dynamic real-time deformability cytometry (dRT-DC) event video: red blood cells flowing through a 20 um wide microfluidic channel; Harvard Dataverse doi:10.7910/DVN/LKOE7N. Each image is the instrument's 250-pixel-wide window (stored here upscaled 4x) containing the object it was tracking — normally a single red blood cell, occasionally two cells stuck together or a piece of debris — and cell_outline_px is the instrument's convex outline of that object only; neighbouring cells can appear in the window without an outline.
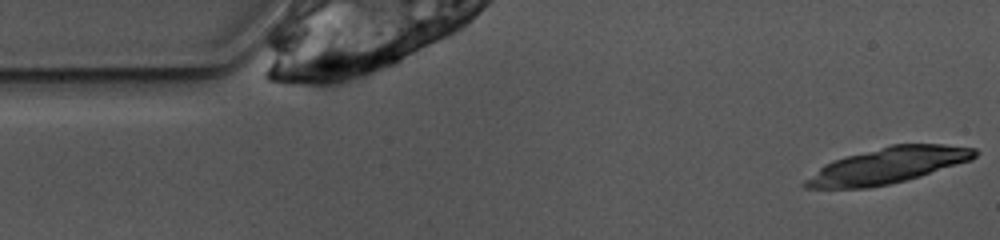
{"species": "common noctule bat (a hibernating species)", "species_latin": "Nyctalus noctula", "temperature_condition": "warm", "stored_images_in_passage": 32, "camera_frame_rate_fps": 3000, "um_per_image_px": 0.085, "animal": {"sex": "female", "body_mass_g": 10.0, "forearm_length_mm": 53.1}, "frame": {"image": 1, "passage_image": 1, "time_ms": 0.0, "image_size_px": [1000, 240], "cell_outline_px": [[980, 152], [972, 160], [920, 176], [888, 184], [868, 188], [804, 188], [800, 184], [804, 180], [824, 164], [832, 160], [892, 144], [944, 144], [976, 148]], "centroid_in_image_um": [75.47, 14.07], "position_along_channel_um": 9.5, "area_um2": 35.37}}